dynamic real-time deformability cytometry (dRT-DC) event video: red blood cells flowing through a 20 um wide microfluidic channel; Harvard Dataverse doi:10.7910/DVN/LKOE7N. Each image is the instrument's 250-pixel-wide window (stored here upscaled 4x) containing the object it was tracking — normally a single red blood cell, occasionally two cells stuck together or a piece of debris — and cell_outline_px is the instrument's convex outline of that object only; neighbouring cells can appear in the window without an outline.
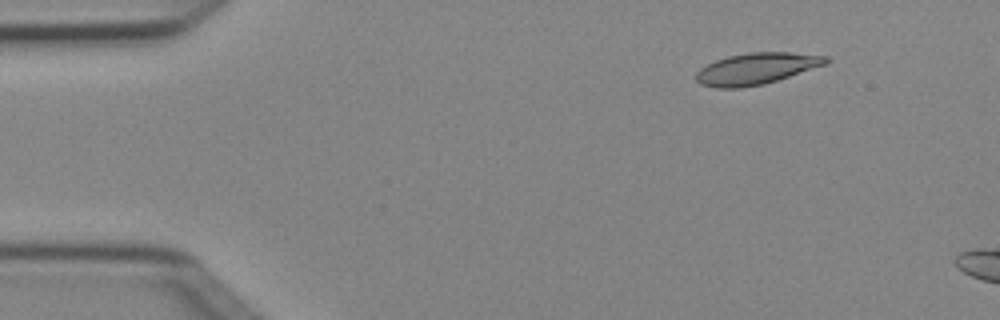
{"species": "Egyptian fruit bat (a non-hibernating species)", "species_latin": "Rousettus aegyptiacus", "temperature_condition": "cold", "stored_images_in_passage": 3, "camera_frame_rate_fps": 3000, "um_per_image_px": 0.085, "animal": {"sex": "female"}, "frame": {"image": 1, "passage_image": 2, "time_ms": 0.333, "image_size_px": [1000, 320], "cell_outline_px": [[832, 60], [828, 64], [764, 84], [740, 88], [716, 88], [700, 84], [696, 80], [696, 72], [700, 68], [716, 60], [728, 56], [748, 52], [788, 52], [828, 56]], "centroid_in_image_um": [64.32, 5.83], "position_along_channel_um": 20.7, "area_um2": 23.93}}